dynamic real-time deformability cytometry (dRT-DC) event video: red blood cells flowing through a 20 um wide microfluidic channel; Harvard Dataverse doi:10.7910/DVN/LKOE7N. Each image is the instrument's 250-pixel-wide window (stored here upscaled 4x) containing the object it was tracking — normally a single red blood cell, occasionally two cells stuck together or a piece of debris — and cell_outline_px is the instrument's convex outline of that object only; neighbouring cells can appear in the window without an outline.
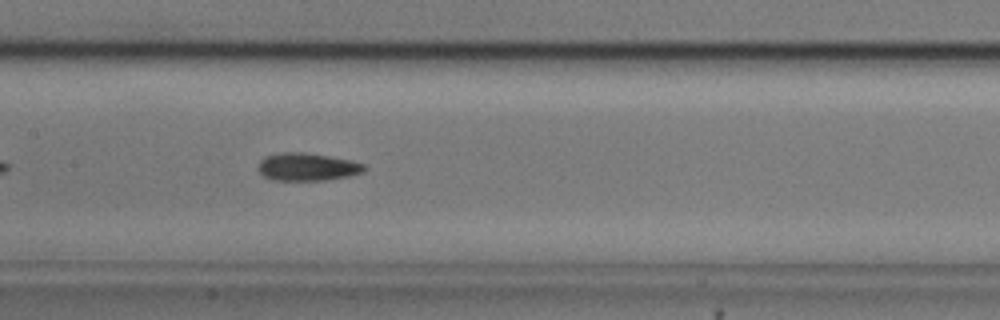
{"species": "common noctule bat (a hibernating species)", "species_latin": "Nyctalus noctula", "temperature_condition": "cold", "stored_images_in_passage": 40, "camera_frame_rate_fps": 3000, "um_per_image_px": 0.085, "animal": {"sex": "male", "body_mass_g": 20.5, "forearm_length_mm": 52.5}, "frame": {"image": 1, "passage_image": 12, "time_ms": 3.667, "image_size_px": [1000, 320], "cell_outline_px": [[368, 168], [364, 172], [348, 176], [324, 180], [272, 180], [264, 176], [256, 168], [260, 160], [264, 156], [284, 152], [304, 152], [352, 160], [364, 164]], "centroid_in_image_um": [26.11, 14.18], "position_along_channel_um": 181.3, "area_um2": 17.28}}
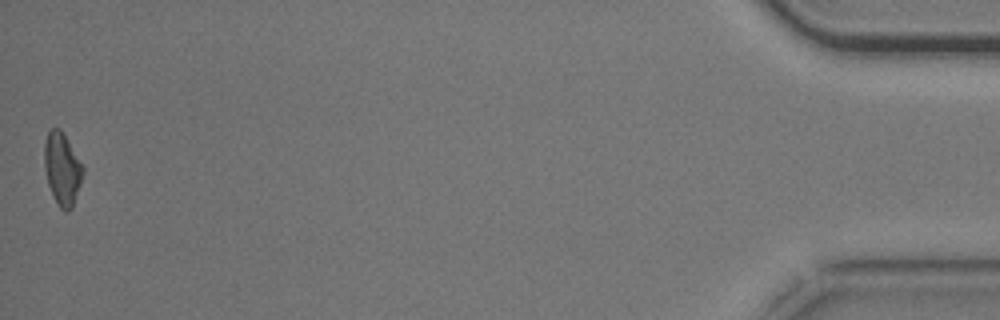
{"frame": {"image": 2, "passage_image": 40, "time_ms": 13.0, "image_size_px": [1000, 320], "cell_outline_px": [[84, 172], [72, 208], [68, 212], [64, 212], [60, 208], [48, 184], [44, 168], [44, 144], [48, 132], [52, 128], [60, 128], [84, 168]], "centroid_in_image_um": [5.28, 14.36], "position_along_channel_um": 429.9, "area_um2": 16.01}, "authors_computed_cell_mechanics": {"area_um2": 16.5019, "velocity_mm_per_s": 3.6879, "shape_relaxation_time_tau1_ms": 5.3971, "shape_relaxation_time_tau2_ms": 9.0824, "deformation_change_tau1": 0.1296, "deformation_change_tau2": 0.1729}}